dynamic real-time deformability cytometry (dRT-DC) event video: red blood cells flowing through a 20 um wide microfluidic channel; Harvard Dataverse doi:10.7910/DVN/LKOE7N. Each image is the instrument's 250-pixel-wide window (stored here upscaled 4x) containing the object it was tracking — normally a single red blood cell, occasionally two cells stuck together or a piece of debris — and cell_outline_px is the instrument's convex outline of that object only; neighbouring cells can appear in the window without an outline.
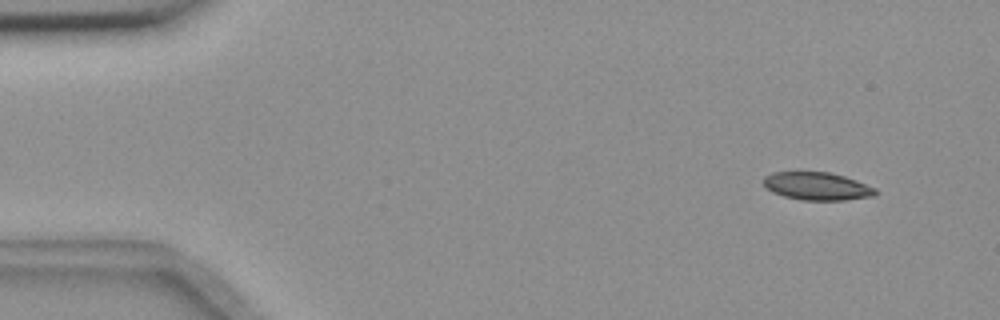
{"species": "common noctule bat (a hibernating species)", "species_latin": "Nyctalus noctula", "temperature_condition": "room temperature", "stored_images_in_passage": 4, "segment_of_instrument_passage": [1, 2], "camera_frame_rate_fps": 3000, "um_per_image_px": 0.085, "animal": {"sex": "female", "body_mass_g": 18.4}, "frame": {"image": 1, "passage_image": 1, "time_ms": 0.0, "image_size_px": [1000, 320], "cell_outline_px": [[876, 196], [844, 200], [800, 200], [784, 196], [772, 192], [764, 188], [764, 176], [772, 172], [828, 172], [844, 176], [856, 180], [876, 188]], "centroid_in_image_um": [69.43, 15.83], "position_along_channel_um": 15.6, "area_um2": 18.26}}